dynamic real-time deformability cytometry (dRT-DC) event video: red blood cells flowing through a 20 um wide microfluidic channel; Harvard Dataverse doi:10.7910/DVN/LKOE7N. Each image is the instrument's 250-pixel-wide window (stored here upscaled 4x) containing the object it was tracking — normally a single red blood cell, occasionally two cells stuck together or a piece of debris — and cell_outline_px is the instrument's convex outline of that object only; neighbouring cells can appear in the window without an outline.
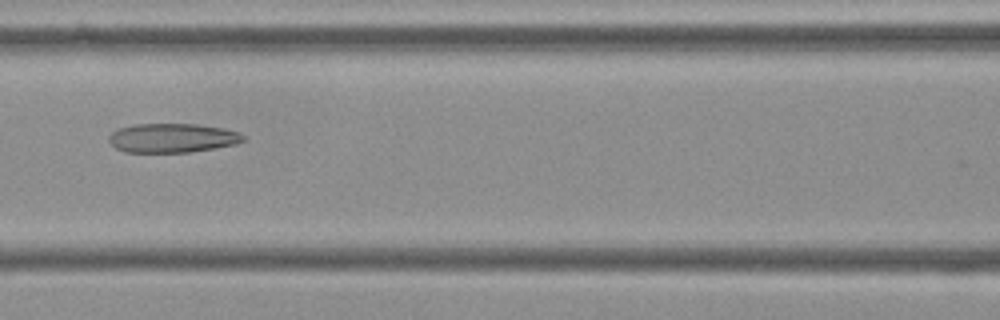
{"species": "Egyptian fruit bat (a non-hibernating species)", "species_latin": "Rousettus aegyptiacus", "temperature_condition": "cold", "stored_images_in_passage": 8, "segment_of_instrument_passage": [1, 2], "camera_frame_rate_fps": 3000, "um_per_image_px": 0.085, "frame": {"image": 1, "passage_image": 6, "time_ms": 1.667, "image_size_px": [1000, 320], "cell_outline_px": [[244, 140], [236, 144], [188, 152], [124, 152], [116, 148], [108, 140], [108, 136], [112, 132], [120, 128], [136, 124], [196, 124], [224, 128], [240, 132], [244, 136]], "centroid_in_image_um": [14.65, 11.72], "position_along_channel_um": 152.0, "area_um2": 22.72}}
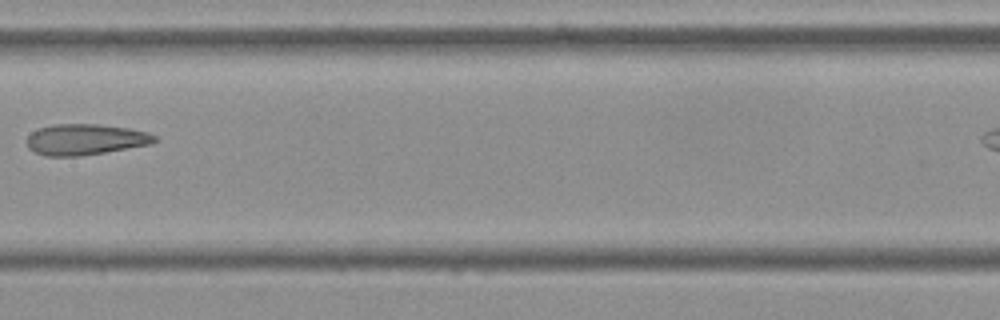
{"frame": {"image": 2, "passage_image": 7, "time_ms": 2.0, "image_size_px": [1000, 320], "cell_outline_px": [[156, 140], [152, 144], [80, 156], [44, 156], [28, 148], [28, 136], [32, 132], [40, 128], [52, 124], [96, 124], [128, 128], [148, 132], [156, 136]], "centroid_in_image_um": [7.26, 11.85], "position_along_channel_um": 200.1, "area_um2": 22.89}}